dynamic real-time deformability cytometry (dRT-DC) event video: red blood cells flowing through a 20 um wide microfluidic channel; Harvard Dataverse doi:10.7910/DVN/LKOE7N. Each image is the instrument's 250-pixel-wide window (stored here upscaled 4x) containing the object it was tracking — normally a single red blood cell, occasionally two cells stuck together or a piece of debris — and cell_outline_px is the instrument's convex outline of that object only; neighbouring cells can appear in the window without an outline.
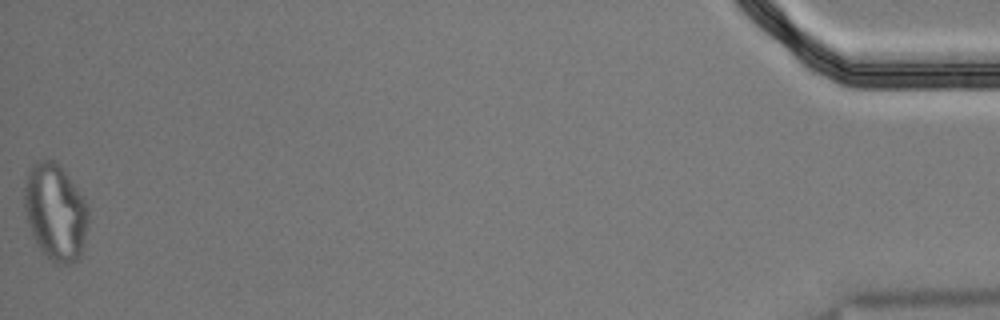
{"species": "Egyptian fruit bat (a non-hibernating species)", "species_latin": "Rousettus aegyptiacus", "temperature_condition": "cold", "stored_images_in_passage": 54, "segment_of_instrument_passage": [2, 2], "camera_frame_rate_fps": 3000, "um_per_image_px": 0.085, "animal": {"sex": "male"}, "frame": {"image": 1, "passage_image": 54, "time_ms": 17.667, "image_size_px": [1000, 320], "cell_outline_px": [[88, 220], [80, 260], [68, 264], [56, 264], [48, 260], [40, 248], [28, 224], [24, 208], [24, 188], [28, 172], [32, 164], [36, 160], [56, 160], [60, 164], [88, 204]], "centroid_in_image_um": [4.71, 18.02], "position_along_channel_um": 430.5, "area_um2": 36.24}}